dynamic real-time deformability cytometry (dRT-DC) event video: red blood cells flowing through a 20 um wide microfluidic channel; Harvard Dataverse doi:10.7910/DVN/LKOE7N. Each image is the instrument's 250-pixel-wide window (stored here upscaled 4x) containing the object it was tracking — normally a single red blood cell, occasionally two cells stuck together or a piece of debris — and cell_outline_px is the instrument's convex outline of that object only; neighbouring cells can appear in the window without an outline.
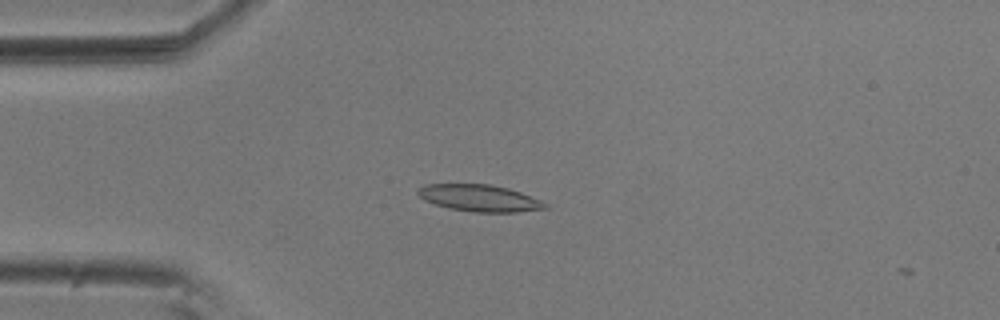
{"species": "common noctule bat (a hibernating species)", "species_latin": "Nyctalus noctula", "temperature_condition": "room temperature", "stored_images_in_passage": 5, "camera_frame_rate_fps": 3000, "um_per_image_px": 0.085, "animal": {"sex": "male", "body_mass_g": 20.5, "forearm_length_mm": 52.5}, "frame": {"image": 1, "passage_image": 3, "time_ms": 0.667, "image_size_px": [1000, 320], "cell_outline_px": [[548, 208], [516, 212], [472, 212], [448, 208], [424, 200], [416, 192], [424, 184], [492, 184], [508, 188], [520, 192], [540, 200], [548, 204]], "centroid_in_image_um": [40.76, 16.83], "position_along_channel_um": 44.2, "area_um2": 19.83}}